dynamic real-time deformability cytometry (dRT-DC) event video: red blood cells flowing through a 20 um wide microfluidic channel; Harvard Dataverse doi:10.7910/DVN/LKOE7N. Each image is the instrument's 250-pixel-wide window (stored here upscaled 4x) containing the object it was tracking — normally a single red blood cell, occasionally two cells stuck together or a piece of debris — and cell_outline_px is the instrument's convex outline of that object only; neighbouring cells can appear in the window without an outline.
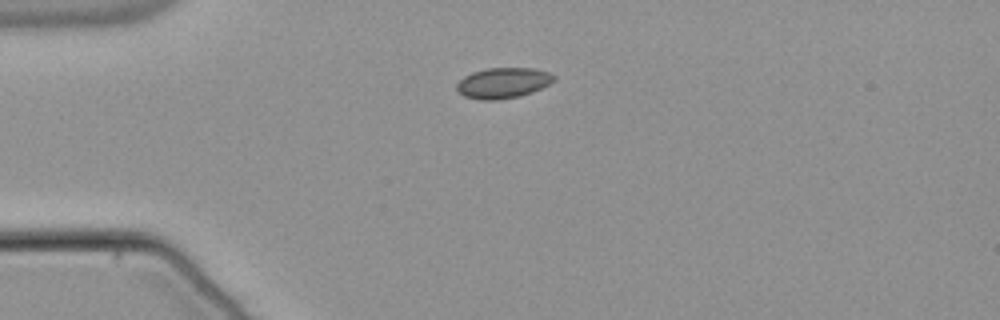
{"species": "common noctule bat (a hibernating species)", "species_latin": "Nyctalus noctula", "temperature_condition": "warm", "stored_images_in_passage": 41, "camera_frame_rate_fps": 3000, "um_per_image_px": 0.085, "animal": {"sex": "male", "body_mass_g": 21.5, "forearm_length_mm": 52.0}, "frame": {"image": 1, "passage_image": 1, "time_ms": 0.0, "image_size_px": [1000, 320], "cell_outline_px": [[556, 80], [532, 92], [520, 96], [496, 100], [480, 100], [464, 96], [456, 88], [456, 84], [464, 76], [472, 72], [488, 68], [532, 68], [548, 72], [556, 76]], "centroid_in_image_um": [42.76, 7.05], "position_along_channel_um": 42.2, "area_um2": 17.28}}
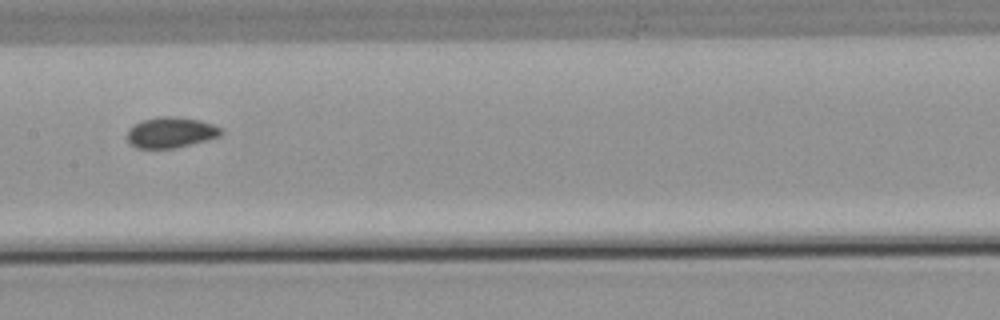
{"frame": {"image": 2, "passage_image": 15, "time_ms": 4.667, "image_size_px": [1000, 320], "cell_outline_px": [[224, 132], [220, 136], [208, 140], [176, 148], [136, 148], [124, 136], [128, 128], [140, 120], [156, 116], [176, 116], [200, 120], [212, 124], [220, 128]], "centroid_in_image_um": [14.48, 11.25], "position_along_channel_um": 192.9, "area_um2": 17.17}}
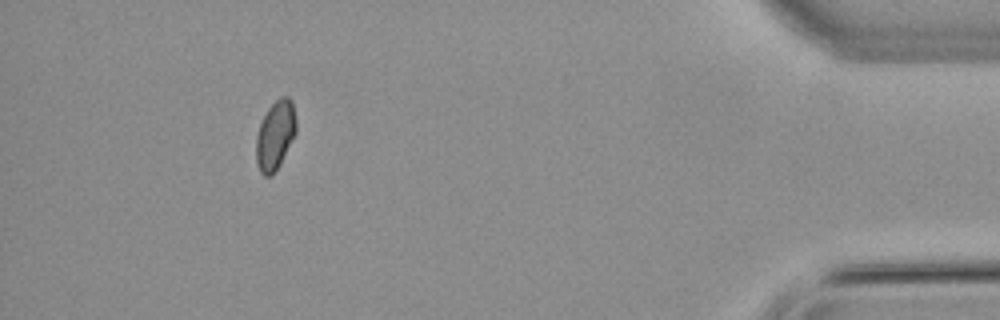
{"frame": {"image": 3, "passage_image": 37, "time_ms": 12.0, "image_size_px": [1000, 320], "cell_outline_px": [[296, 132], [280, 164], [272, 176], [264, 176], [260, 172], [256, 164], [256, 136], [260, 124], [268, 108], [280, 96], [288, 96], [292, 100], [296, 120]], "centroid_in_image_um": [23.39, 11.5], "position_along_channel_um": 411.8, "area_um2": 16.13}, "authors_computed_cell_mechanics": {"area_um2": 16.5308, "velocity_mm_per_s": 3.7912, "shape_relaxation_time_tau1_ms": null, "shape_relaxation_time_tau2_ms": 1.206, "deformation_change_tau1": null, "deformation_change_tau2": 0.0426}}